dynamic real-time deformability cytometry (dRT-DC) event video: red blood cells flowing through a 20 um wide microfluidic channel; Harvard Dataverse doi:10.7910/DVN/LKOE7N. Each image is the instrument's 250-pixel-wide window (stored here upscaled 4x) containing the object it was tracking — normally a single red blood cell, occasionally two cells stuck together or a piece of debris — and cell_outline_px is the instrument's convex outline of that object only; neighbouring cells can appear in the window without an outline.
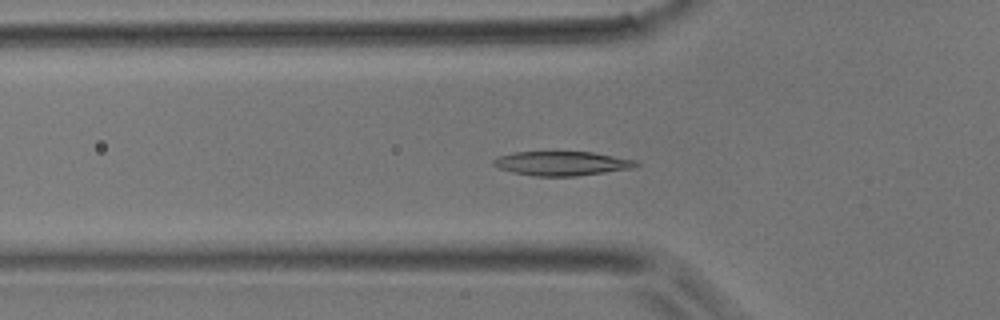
{"species": "common noctule bat (a hibernating species)", "species_latin": "Nyctalus noctula", "temperature_condition": "room temperature", "stored_images_in_passage": 3, "camera_frame_rate_fps": 3000, "um_per_image_px": 0.085, "animal": {"sex": "male", "body_mass_g": 17.9}, "frame": {"image": 1, "passage_image": 3, "time_ms": 0.667, "image_size_px": [1000, 320], "cell_outline_px": [[640, 164], [636, 168], [576, 176], [536, 176], [512, 172], [500, 168], [492, 164], [492, 160], [500, 156], [516, 152], [592, 152], [636, 160]], "centroid_in_image_um": [47.8, 13.89], "position_along_channel_um": 78.0, "area_um2": 20.06}}